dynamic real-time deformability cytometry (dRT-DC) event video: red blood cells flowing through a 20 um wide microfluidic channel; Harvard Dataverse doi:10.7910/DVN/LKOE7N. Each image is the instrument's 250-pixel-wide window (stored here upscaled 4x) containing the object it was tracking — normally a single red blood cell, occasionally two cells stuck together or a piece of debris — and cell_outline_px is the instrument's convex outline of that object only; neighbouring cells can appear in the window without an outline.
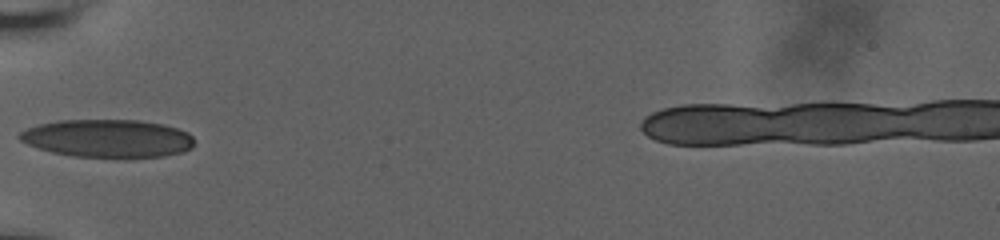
{"species": "human", "species_latin": "Homo sapiens", "temperature_condition": "room temperature", "stored_images_in_passage": 36, "camera_frame_rate_fps": 3000, "um_per_image_px": 0.085, "donor": {"sex": "male"}, "frame": {"image": 1, "passage_image": 1, "time_ms": 0.0, "image_size_px": [1000, 240], "cell_outline_px": [[192, 148], [180, 152], [164, 156], [72, 156], [52, 152], [28, 144], [20, 140], [16, 136], [20, 132], [36, 124], [56, 120], [140, 120], [164, 124], [188, 132], [192, 136]], "centroid_in_image_um": [9.11, 11.73], "position_along_channel_um": 75.9, "area_um2": 38.26}}
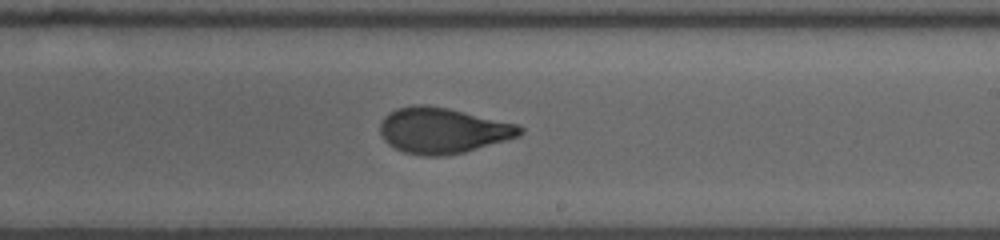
{"frame": {"image": 2, "passage_image": 15, "time_ms": 4.667, "image_size_px": [1000, 240], "cell_outline_px": [[524, 132], [520, 136], [508, 140], [464, 152], [448, 156], [424, 156], [404, 152], [388, 144], [384, 140], [380, 132], [380, 124], [384, 116], [388, 112], [396, 108], [416, 104], [424, 104], [448, 108], [520, 124], [524, 128]], "centroid_in_image_um": [37.66, 11.09], "position_along_channel_um": 251.3, "area_um2": 37.69}}
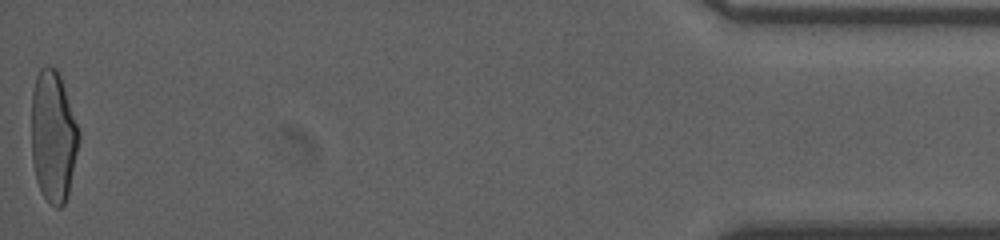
{"frame": {"image": 3, "passage_image": 36, "time_ms": 11.667, "image_size_px": [1000, 240], "cell_outline_px": [[80, 140], [68, 196], [64, 204], [60, 208], [56, 208], [40, 192], [36, 180], [32, 160], [32, 92], [36, 76], [40, 68], [56, 68], [60, 76], [80, 132]], "centroid_in_image_um": [4.53, 11.64], "position_along_channel_um": 430.7, "area_um2": 36.24}, "authors_computed_cell_mechanics": {"area_um2": 36.992, "velocity_mm_per_s": 3.7633, "shape_relaxation_time_tau1_ms": 6.788, "shape_relaxation_time_tau2_ms": 0.9892, "deformation_change_tau1": 0.2155, "deformation_change_tau2": 0.0696}}